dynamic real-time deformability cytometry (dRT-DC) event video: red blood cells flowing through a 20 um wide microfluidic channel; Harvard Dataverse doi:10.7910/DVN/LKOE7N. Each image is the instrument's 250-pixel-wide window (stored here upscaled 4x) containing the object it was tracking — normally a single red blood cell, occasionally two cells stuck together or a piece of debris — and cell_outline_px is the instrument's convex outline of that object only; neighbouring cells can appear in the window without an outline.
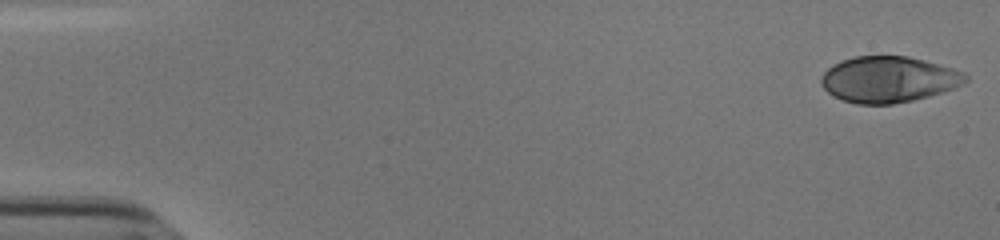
{"species": "human", "species_latin": "Homo sapiens", "temperature_condition": "cold", "stored_images_in_passage": 46, "camera_frame_rate_fps": 3000, "um_per_image_px": 0.085, "donor": {"sex": "male"}, "frame": {"image": 1, "passage_image": 1, "time_ms": 0.0, "image_size_px": [1000, 240], "cell_outline_px": [[968, 80], [964, 84], [944, 92], [912, 100], [892, 104], [856, 104], [832, 96], [820, 84], [820, 76], [832, 64], [840, 60], [852, 56], [908, 56], [924, 60], [952, 68], [964, 72], [968, 76]], "centroid_in_image_um": [75.51, 6.74], "position_along_channel_um": 9.5, "area_um2": 39.02}}
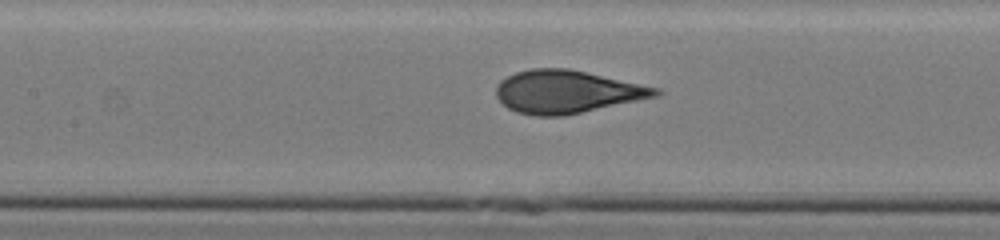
{"frame": {"image": 2, "passage_image": 25, "time_ms": 8.0, "image_size_px": [1000, 240], "cell_outline_px": [[664, 92], [660, 96], [564, 116], [536, 116], [516, 112], [508, 108], [496, 96], [496, 84], [500, 80], [516, 72], [532, 68], [568, 68], [660, 88]], "centroid_in_image_um": [48.21, 7.8], "position_along_channel_um": 159.2, "area_um2": 40.0}}
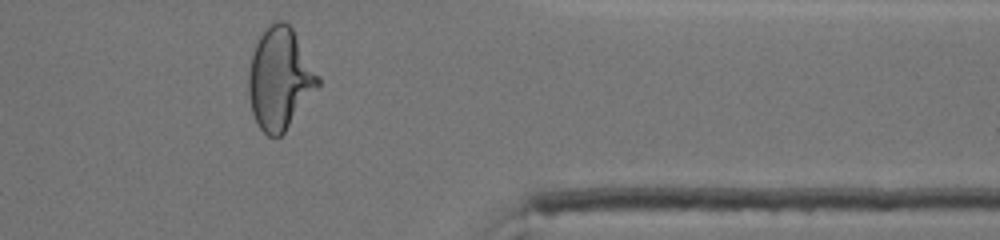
{"frame": {"image": 3, "passage_image": 44, "time_ms": 14.333, "image_size_px": [1000, 240], "cell_outline_px": [[320, 84], [284, 132], [280, 136], [268, 136], [260, 128], [252, 112], [248, 96], [248, 72], [252, 52], [264, 28], [276, 20], [284, 20], [292, 28], [320, 76]], "centroid_in_image_um": [23.77, 6.66], "position_along_channel_um": 387.6, "area_um2": 40.92}, "authors_computed_cell_mechanics": {"area_um2": 39.304, "velocity_mm_per_s": 3.8248, "shape_relaxation_time_tau1_ms": 6.4901, "shape_relaxation_time_tau2_ms": null, "deformation_change_tau1": 0.2524, "deformation_change_tau2": null}}